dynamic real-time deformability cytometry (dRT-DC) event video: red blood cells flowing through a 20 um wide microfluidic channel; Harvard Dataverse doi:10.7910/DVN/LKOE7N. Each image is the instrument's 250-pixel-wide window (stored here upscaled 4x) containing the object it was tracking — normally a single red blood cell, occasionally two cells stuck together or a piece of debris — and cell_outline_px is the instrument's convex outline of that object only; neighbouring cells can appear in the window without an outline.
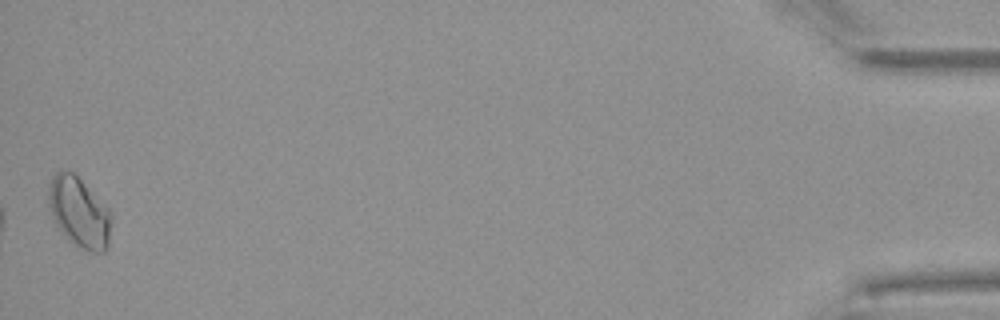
{"species": "Egyptian fruit bat (a non-hibernating species)", "species_latin": "Rousettus aegyptiacus", "temperature_condition": "warm", "stored_images_in_passage": 50, "camera_frame_rate_fps": 3000, "um_per_image_px": 0.085, "animal": {"sex": "female"}, "frame": {"image": 1, "passage_image": 50, "time_ms": 16.333, "image_size_px": [1000, 320], "cell_outline_px": [[112, 220], [108, 248], [104, 252], [88, 252], [76, 248], [68, 240], [56, 224], [52, 216], [48, 204], [48, 188], [52, 176], [60, 168], [72, 172], [108, 208], [112, 216]], "centroid_in_image_um": [6.72, 18.09], "position_along_channel_um": 428.5, "area_um2": 25.95}}